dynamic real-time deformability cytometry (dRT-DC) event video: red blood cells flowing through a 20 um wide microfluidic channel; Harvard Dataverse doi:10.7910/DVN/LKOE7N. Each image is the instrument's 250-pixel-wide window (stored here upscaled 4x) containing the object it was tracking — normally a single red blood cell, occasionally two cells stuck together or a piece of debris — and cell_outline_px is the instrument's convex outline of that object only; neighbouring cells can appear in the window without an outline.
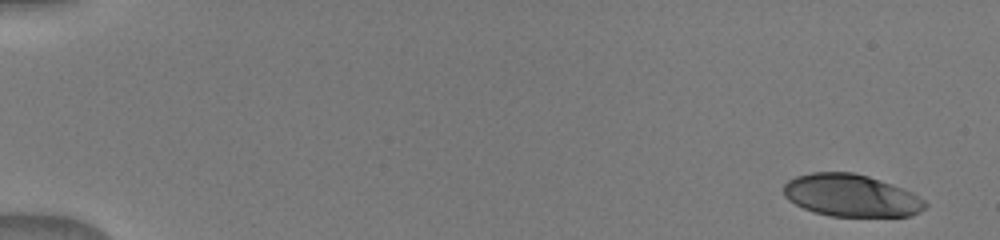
{"species": "human", "species_latin": "Homo sapiens", "temperature_condition": "warm", "stored_images_in_passage": 6, "camera_frame_rate_fps": 3000, "um_per_image_px": 0.085, "donor": {"sex": "male"}, "frame": {"image": 1, "passage_image": 1, "time_ms": 0.0, "image_size_px": [1000, 240], "cell_outline_px": [[928, 204], [920, 212], [908, 216], [828, 216], [804, 208], [788, 200], [784, 196], [784, 184], [788, 180], [796, 176], [812, 172], [852, 172], [868, 176], [892, 184], [912, 192], [924, 200]], "centroid_in_image_um": [72.34, 16.61], "position_along_channel_um": 12.7, "area_um2": 34.8}}
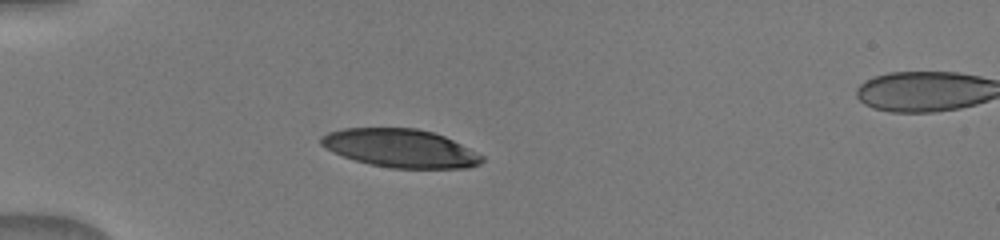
{"frame": {"image": 2, "passage_image": 5, "time_ms": 4.333, "image_size_px": [1000, 240], "cell_outline_px": [[484, 160], [480, 164], [468, 168], [392, 168], [372, 164], [356, 160], [332, 152], [320, 144], [320, 136], [328, 132], [344, 128], [416, 128], [432, 132], [444, 136], [484, 156]], "centroid_in_image_um": [34.03, 12.6], "position_along_channel_um": 51.0, "area_um2": 35.72}}